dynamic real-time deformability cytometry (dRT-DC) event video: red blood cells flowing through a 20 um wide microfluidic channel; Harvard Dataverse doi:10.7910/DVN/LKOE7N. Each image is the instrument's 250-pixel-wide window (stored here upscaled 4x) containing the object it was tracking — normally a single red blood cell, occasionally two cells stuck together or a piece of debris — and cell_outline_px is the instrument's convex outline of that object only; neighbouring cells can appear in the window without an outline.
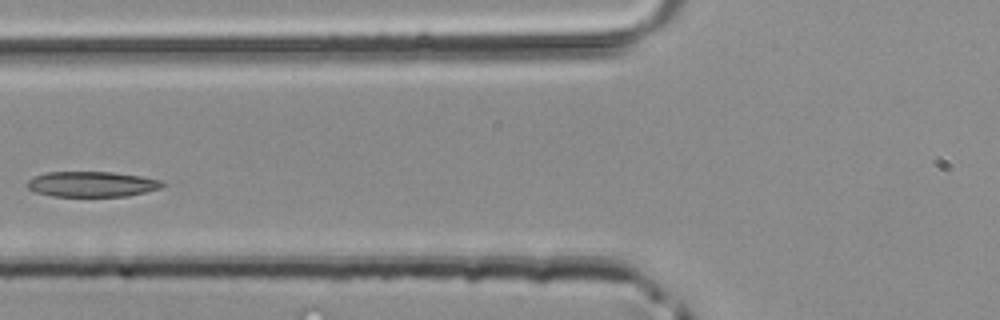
{"species": "common noctule bat (a hibernating species)", "species_latin": "Nyctalus noctula", "temperature_condition": "room temperature", "stored_images_in_passage": 6, "camera_frame_rate_fps": 3000, "um_per_image_px": 0.085, "animal": {"sex": "male", "body_mass_g": 20.4}, "frame": {"image": 1, "passage_image": 6, "time_ms": 1.667, "image_size_px": [1000, 320], "cell_outline_px": [[164, 184], [160, 188], [128, 196], [52, 196], [36, 192], [28, 188], [28, 180], [44, 172], [112, 172], [140, 176], [164, 180]], "centroid_in_image_um": [7.83, 15.65], "position_along_channel_um": 118.0, "area_um2": 19.88}}